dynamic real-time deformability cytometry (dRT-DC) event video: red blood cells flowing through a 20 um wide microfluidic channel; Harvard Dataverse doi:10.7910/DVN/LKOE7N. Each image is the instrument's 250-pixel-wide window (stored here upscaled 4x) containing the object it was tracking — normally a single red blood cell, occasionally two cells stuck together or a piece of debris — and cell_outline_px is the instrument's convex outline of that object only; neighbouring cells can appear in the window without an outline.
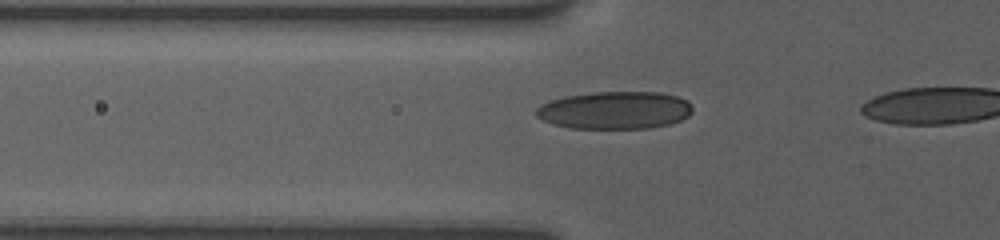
{"species": "human", "species_latin": "Homo sapiens", "temperature_condition": "room temperature", "stored_images_in_passage": 9, "camera_frame_rate_fps": 3000, "um_per_image_px": 0.085, "donor": {"sex": "female"}, "frame": {"image": 1, "passage_image": 7, "time_ms": 2.333, "image_size_px": [1000, 240], "cell_outline_px": [[692, 112], [688, 116], [680, 120], [668, 124], [648, 128], [572, 128], [552, 124], [536, 116], [536, 108], [540, 104], [564, 96], [592, 92], [660, 92], [676, 96], [688, 100], [692, 104]], "centroid_in_image_um": [52.27, 9.36], "position_along_channel_um": 73.5, "area_um2": 34.33}}